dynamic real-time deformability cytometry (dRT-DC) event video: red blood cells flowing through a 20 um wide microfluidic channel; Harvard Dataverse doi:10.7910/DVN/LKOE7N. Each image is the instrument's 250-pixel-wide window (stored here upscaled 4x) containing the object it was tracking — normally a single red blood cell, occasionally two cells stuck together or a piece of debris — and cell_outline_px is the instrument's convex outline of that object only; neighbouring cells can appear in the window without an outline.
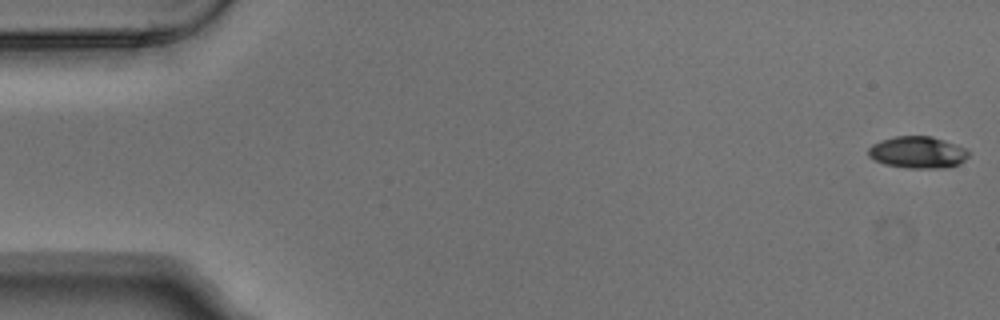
{"species": "Egyptian fruit bat (a non-hibernating species)", "species_latin": "Rousettus aegyptiacus", "temperature_condition": "warm", "stored_images_in_passage": 5, "camera_frame_rate_fps": 3000, "um_per_image_px": 0.085, "animal": {"sex": "male"}, "frame": {"image": 1, "passage_image": 1, "time_ms": 0.0, "image_size_px": [1000, 320], "cell_outline_px": [[968, 156], [960, 164], [952, 168], [908, 168], [884, 164], [868, 156], [868, 148], [872, 144], [880, 140], [896, 136], [932, 136], [944, 140], [964, 148], [968, 152]], "centroid_in_image_um": [78.0, 12.96], "position_along_channel_um": 7.0, "area_um2": 18.67}}
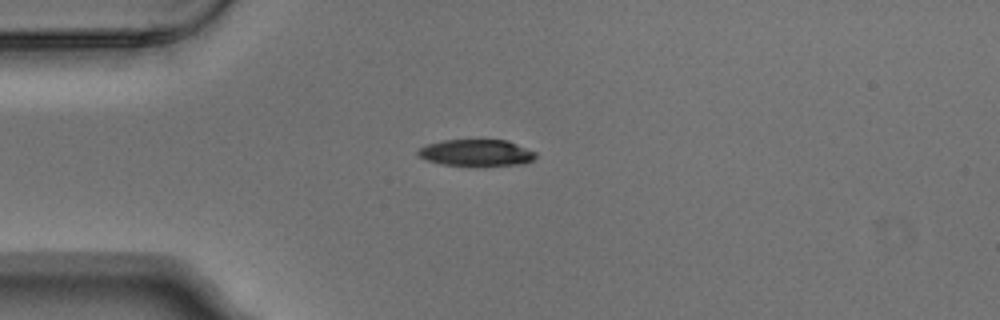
{"frame": {"image": 2, "passage_image": 4, "time_ms": 1.0, "image_size_px": [1000, 320], "cell_outline_px": [[536, 156], [532, 160], [524, 164], [440, 164], [424, 160], [416, 156], [416, 152], [420, 148], [428, 144], [444, 140], [508, 140], [536, 152]], "centroid_in_image_um": [40.45, 12.96], "position_along_channel_um": 44.6, "area_um2": 17.86}}
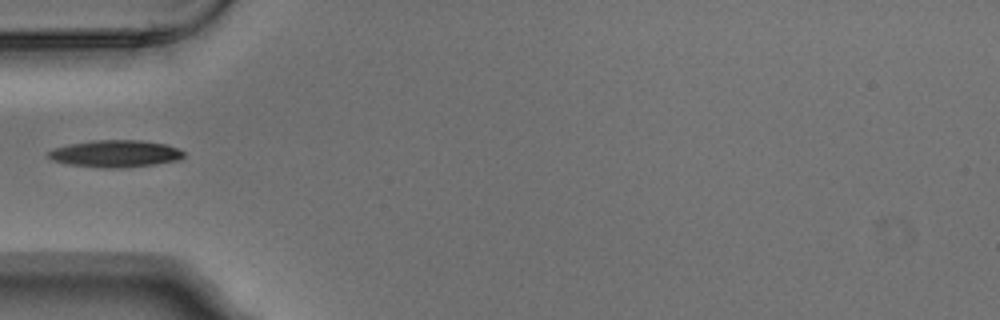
{"frame": {"image": 3, "passage_image": 5, "time_ms": 1.333, "image_size_px": [1000, 320], "cell_outline_px": [[184, 156], [180, 160], [152, 164], [120, 168], [100, 168], [68, 164], [52, 160], [48, 156], [48, 152], [56, 148], [68, 144], [92, 140], [140, 140], [168, 144], [184, 152]], "centroid_in_image_um": [9.81, 13.06], "position_along_channel_um": 75.2, "area_um2": 21.33}}